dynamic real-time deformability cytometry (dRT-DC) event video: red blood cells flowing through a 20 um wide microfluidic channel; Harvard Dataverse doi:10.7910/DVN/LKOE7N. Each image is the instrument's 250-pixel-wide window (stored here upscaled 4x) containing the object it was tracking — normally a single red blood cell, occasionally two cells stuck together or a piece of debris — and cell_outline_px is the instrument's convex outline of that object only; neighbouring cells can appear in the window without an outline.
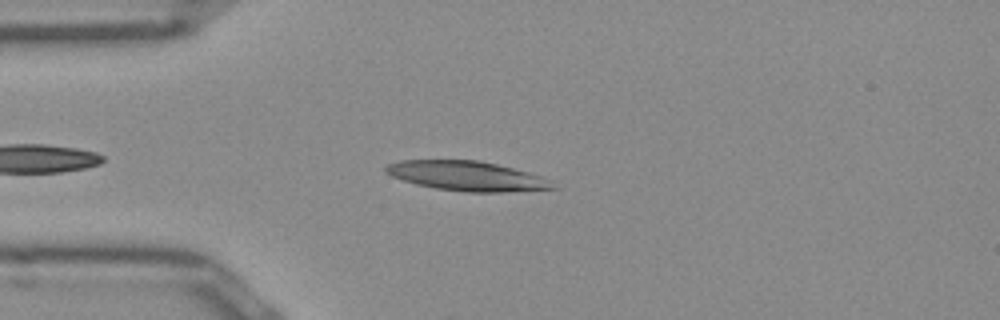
{"species": "Egyptian fruit bat (a non-hibernating species)", "species_latin": "Rousettus aegyptiacus", "temperature_condition": "room temperature", "stored_images_in_passage": 41, "camera_frame_rate_fps": 3000, "um_per_image_px": 0.085, "frame": {"image": 1, "passage_image": 6, "time_ms": 1.667, "image_size_px": [1000, 320], "cell_outline_px": [[560, 188], [504, 192], [468, 192], [436, 188], [416, 184], [392, 176], [384, 172], [384, 168], [388, 164], [400, 160], [480, 160], [528, 172], [540, 176], [548, 180]], "centroid_in_image_um": [39.68, 14.96], "position_along_channel_um": 45.3, "area_um2": 28.67}}
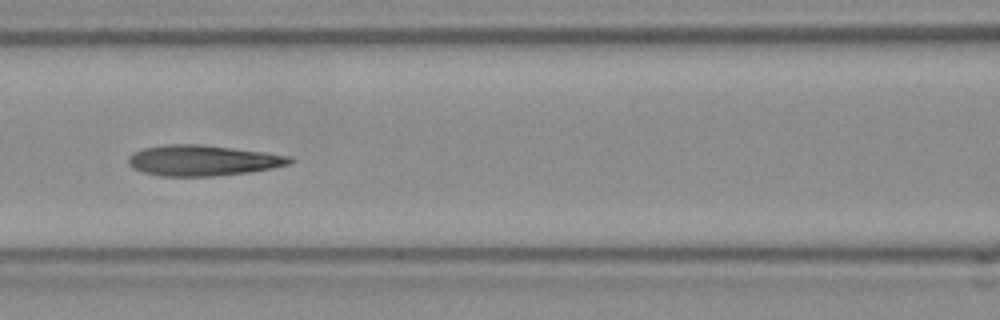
{"frame": {"image": 2, "passage_image": 15, "time_ms": 4.667, "image_size_px": [1000, 320], "cell_outline_px": [[292, 160], [288, 164], [248, 172], [212, 176], [164, 176], [144, 172], [132, 168], [128, 164], [128, 156], [144, 148], [168, 144], [204, 144], [264, 152], [292, 156]], "centroid_in_image_um": [17.2, 13.63], "position_along_channel_um": 149.4, "area_um2": 28.55}}
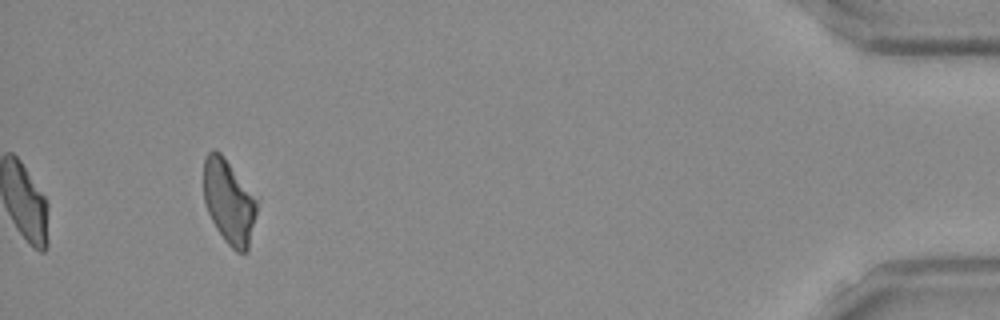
{"frame": {"image": 3, "passage_image": 41, "time_ms": 13.333, "image_size_px": [1000, 320], "cell_outline_px": [[260, 200], [248, 252], [236, 252], [224, 240], [216, 228], [208, 212], [204, 200], [204, 156], [212, 148], [216, 148], [224, 156], [260, 196]], "centroid_in_image_um": [19.53, 17.09], "position_along_channel_um": 415.7, "area_um2": 27.34}, "authors_computed_cell_mechanics": {"area_um2": 28.2642, "velocity_mm_per_s": 3.9241, "shape_relaxation_time_tau1_ms": null, "shape_relaxation_time_tau2_ms": 4.9518, "deformation_change_tau1": null, "deformation_change_tau2": 0.1501}}